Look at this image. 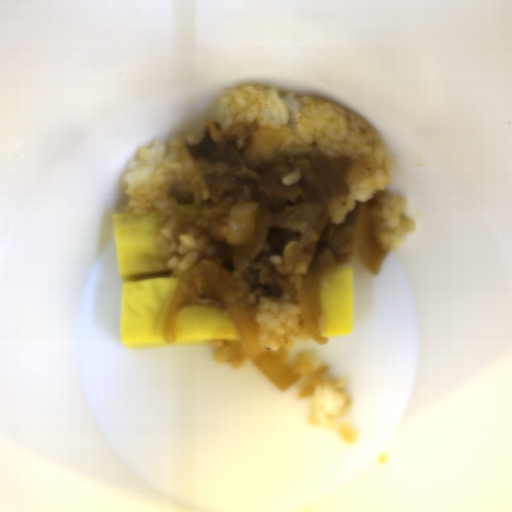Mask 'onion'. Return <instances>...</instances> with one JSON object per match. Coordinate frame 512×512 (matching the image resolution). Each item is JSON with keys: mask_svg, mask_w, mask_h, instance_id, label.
Instances as JSON below:
<instances>
[{"mask_svg": "<svg viewBox=\"0 0 512 512\" xmlns=\"http://www.w3.org/2000/svg\"><path fill=\"white\" fill-rule=\"evenodd\" d=\"M320 279L314 277L303 278L298 292L301 321L307 333L318 343L326 344L325 338L320 334L318 322L321 314Z\"/></svg>", "mask_w": 512, "mask_h": 512, "instance_id": "onion-3", "label": "onion"}, {"mask_svg": "<svg viewBox=\"0 0 512 512\" xmlns=\"http://www.w3.org/2000/svg\"><path fill=\"white\" fill-rule=\"evenodd\" d=\"M219 296L234 331L252 364L280 391L299 382L297 367L265 350L250 297L227 268H221L211 283Z\"/></svg>", "mask_w": 512, "mask_h": 512, "instance_id": "onion-1", "label": "onion"}, {"mask_svg": "<svg viewBox=\"0 0 512 512\" xmlns=\"http://www.w3.org/2000/svg\"><path fill=\"white\" fill-rule=\"evenodd\" d=\"M354 245L364 268L377 276L387 250L375 240V225L371 208L364 204L358 216Z\"/></svg>", "mask_w": 512, "mask_h": 512, "instance_id": "onion-2", "label": "onion"}, {"mask_svg": "<svg viewBox=\"0 0 512 512\" xmlns=\"http://www.w3.org/2000/svg\"><path fill=\"white\" fill-rule=\"evenodd\" d=\"M188 296L182 291V285L177 286V289L165 311L164 320L162 325L163 337L166 344H173L176 340L174 323L176 315L183 305L188 302Z\"/></svg>", "mask_w": 512, "mask_h": 512, "instance_id": "onion-5", "label": "onion"}, {"mask_svg": "<svg viewBox=\"0 0 512 512\" xmlns=\"http://www.w3.org/2000/svg\"><path fill=\"white\" fill-rule=\"evenodd\" d=\"M288 135L285 131L276 128H265L254 131L253 142L243 154L250 168H257L264 162H271L277 154L278 147Z\"/></svg>", "mask_w": 512, "mask_h": 512, "instance_id": "onion-4", "label": "onion"}, {"mask_svg": "<svg viewBox=\"0 0 512 512\" xmlns=\"http://www.w3.org/2000/svg\"><path fill=\"white\" fill-rule=\"evenodd\" d=\"M365 172V162L360 160L351 161L349 170L346 174L347 187L357 184Z\"/></svg>", "mask_w": 512, "mask_h": 512, "instance_id": "onion-6", "label": "onion"}]
</instances>
